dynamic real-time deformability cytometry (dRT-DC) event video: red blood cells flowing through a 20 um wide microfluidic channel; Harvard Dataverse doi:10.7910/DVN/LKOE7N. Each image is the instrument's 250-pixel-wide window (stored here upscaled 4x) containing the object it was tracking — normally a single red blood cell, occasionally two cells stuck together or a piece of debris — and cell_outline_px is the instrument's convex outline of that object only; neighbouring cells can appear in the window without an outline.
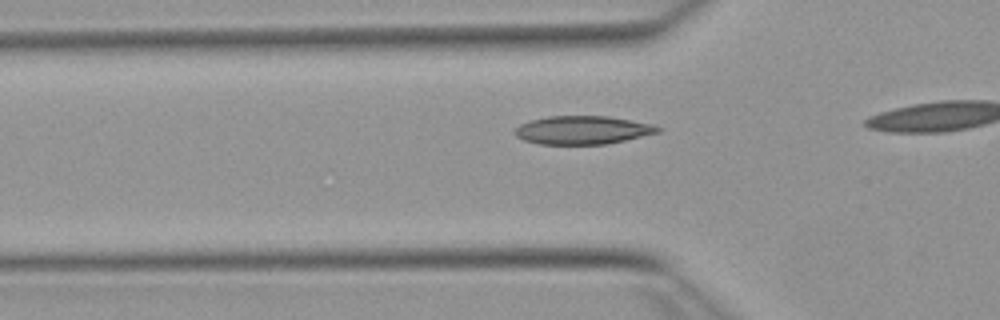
{"species": "Egyptian fruit bat (a non-hibernating species)", "species_latin": "Rousettus aegyptiacus", "temperature_condition": "warm", "stored_images_in_passage": 19, "camera_frame_rate_fps": 3000, "um_per_image_px": 0.085, "animal": {"sex": "female"}, "frame": {"image": 1, "passage_image": 14, "time_ms": 4.333, "image_size_px": [1000, 320], "cell_outline_px": [[664, 128], [660, 132], [608, 144], [540, 144], [524, 140], [516, 136], [512, 132], [520, 124], [532, 120], [548, 116], [608, 116], [652, 124]], "centroid_in_image_um": [49.54, 11.06], "position_along_channel_um": 76.3, "area_um2": 23.64}}